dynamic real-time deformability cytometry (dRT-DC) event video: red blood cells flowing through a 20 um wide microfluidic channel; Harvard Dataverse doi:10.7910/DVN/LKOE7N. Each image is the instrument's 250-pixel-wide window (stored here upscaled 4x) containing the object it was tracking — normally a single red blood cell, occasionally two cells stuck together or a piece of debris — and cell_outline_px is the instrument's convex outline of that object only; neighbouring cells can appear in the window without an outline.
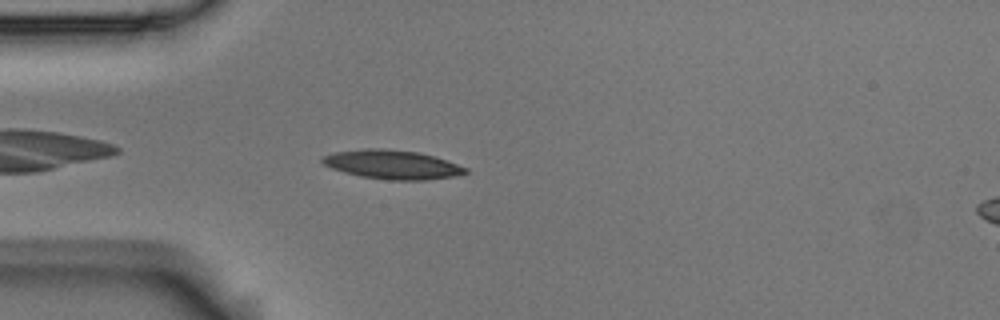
{"species": "Egyptian fruit bat (a non-hibernating species)", "species_latin": "Rousettus aegyptiacus", "temperature_condition": "room temperature", "stored_images_in_passage": 42, "camera_frame_rate_fps": 3000, "um_per_image_px": 0.085, "animal": {"sex": "male"}, "frame": {"image": 1, "passage_image": 3, "time_ms": 0.667, "image_size_px": [1000, 320], "cell_outline_px": [[468, 172], [456, 176], [424, 180], [388, 180], [360, 176], [344, 172], [320, 164], [320, 156], [336, 152], [364, 148], [384, 148], [416, 152], [432, 156], [468, 168]], "centroid_in_image_um": [33.27, 13.99], "position_along_channel_um": 51.7, "area_um2": 24.16}}
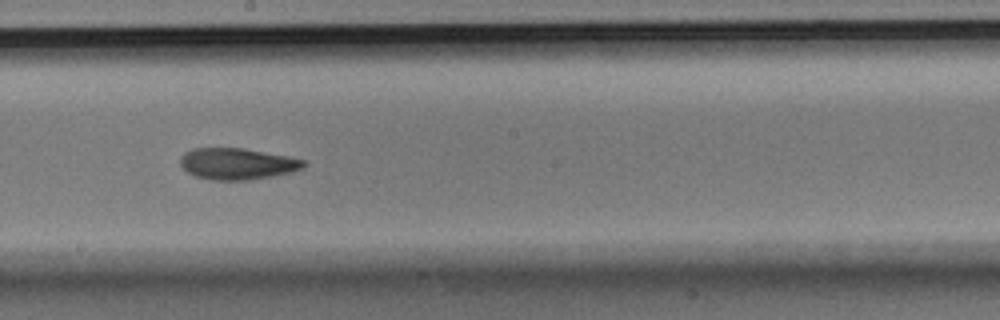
{"frame": {"image": 2, "passage_image": 18, "time_ms": 5.667, "image_size_px": [1000, 320], "cell_outline_px": [[308, 164], [304, 168], [292, 172], [272, 176], [248, 180], [212, 180], [196, 176], [188, 172], [180, 164], [180, 156], [184, 152], [192, 148], [244, 148], [288, 156], [304, 160]], "centroid_in_image_um": [20.18, 13.91], "position_along_channel_um": 228.0, "area_um2": 22.72}}
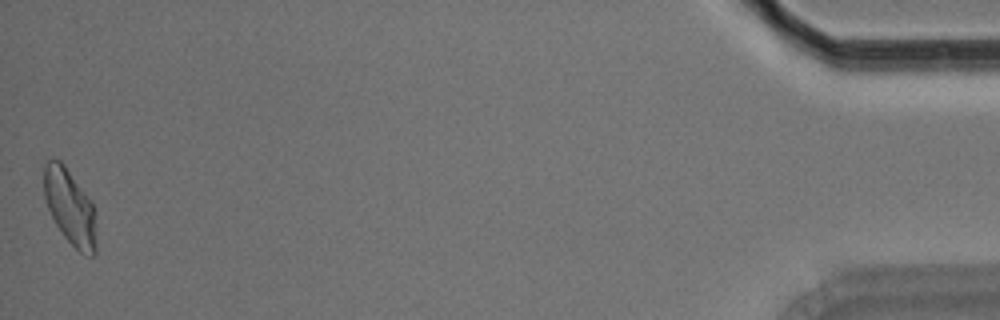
{"frame": {"image": 3, "passage_image": 42, "time_ms": 13.667, "image_size_px": [1000, 320], "cell_outline_px": [[96, 252], [92, 256], [80, 252], [64, 236], [56, 224], [48, 208], [44, 196], [44, 164], [48, 160], [60, 160], [64, 164], [88, 196], [92, 204], [96, 248]], "centroid_in_image_um": [5.92, 17.57], "position_along_channel_um": 429.3, "area_um2": 22.43}, "authors_computed_cell_mechanics": {"area_um2": 22.5998, "velocity_mm_per_s": 3.6928, "shape_relaxation_time_tau1_ms": 3.8366, "shape_relaxation_time_tau2_ms": 3.4752, "deformation_change_tau1": 0.1668, "deformation_change_tau2": 0.1056}}